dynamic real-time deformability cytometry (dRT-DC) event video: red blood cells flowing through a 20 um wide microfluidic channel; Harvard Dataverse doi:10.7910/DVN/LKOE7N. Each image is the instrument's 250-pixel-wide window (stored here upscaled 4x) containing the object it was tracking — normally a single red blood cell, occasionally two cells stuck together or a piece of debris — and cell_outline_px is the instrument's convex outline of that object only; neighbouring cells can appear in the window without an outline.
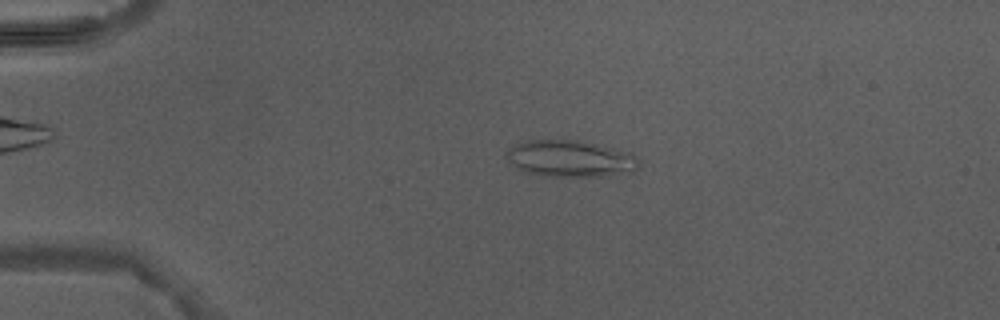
{"species": "Egyptian fruit bat (a non-hibernating species)", "species_latin": "Rousettus aegyptiacus", "temperature_condition": "warm", "stored_images_in_passage": 5, "camera_frame_rate_fps": 3000, "um_per_image_px": 0.085, "animal": {"sex": "male"}, "frame": {"image": 1, "passage_image": 4, "time_ms": 3.667, "image_size_px": [1000, 320], "cell_outline_px": [[636, 168], [632, 172], [600, 176], [540, 176], [524, 172], [516, 168], [508, 160], [508, 148], [516, 144], [528, 140], [576, 140], [596, 144], [628, 152], [636, 156]], "centroid_in_image_um": [48.42, 13.49], "position_along_channel_um": 36.6, "area_um2": 27.92}}